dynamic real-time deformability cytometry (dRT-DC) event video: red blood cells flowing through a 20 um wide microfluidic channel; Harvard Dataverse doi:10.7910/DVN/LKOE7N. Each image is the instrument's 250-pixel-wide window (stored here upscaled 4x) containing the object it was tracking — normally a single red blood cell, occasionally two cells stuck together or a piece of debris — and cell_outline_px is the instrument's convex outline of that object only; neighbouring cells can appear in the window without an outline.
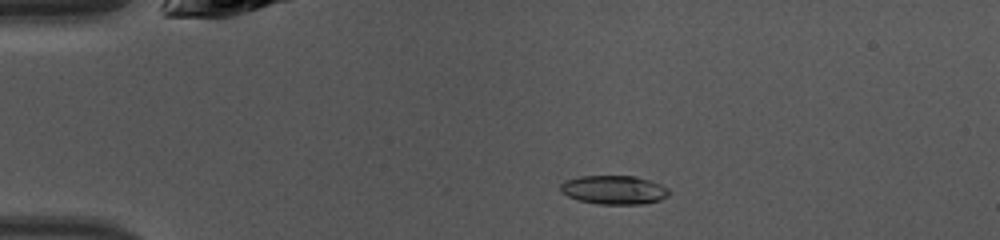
{"species": "common noctule bat (a hibernating species)", "species_latin": "Nyctalus noctula", "temperature_condition": "warm", "stored_images_in_passage": 39, "camera_frame_rate_fps": 3000, "um_per_image_px": 0.085, "animal": {"sex": "female", "body_mass_g": 10.0, "forearm_length_mm": 53.1}, "frame": {"image": 1, "passage_image": 2, "time_ms": 0.333, "image_size_px": [1000, 240], "cell_outline_px": [[672, 192], [668, 196], [660, 200], [640, 204], [596, 204], [580, 200], [568, 196], [560, 192], [560, 184], [564, 180], [580, 176], [636, 176], [660, 184], [668, 188]], "centroid_in_image_um": [52.18, 16.14], "position_along_channel_um": 32.8, "area_um2": 18.32}}
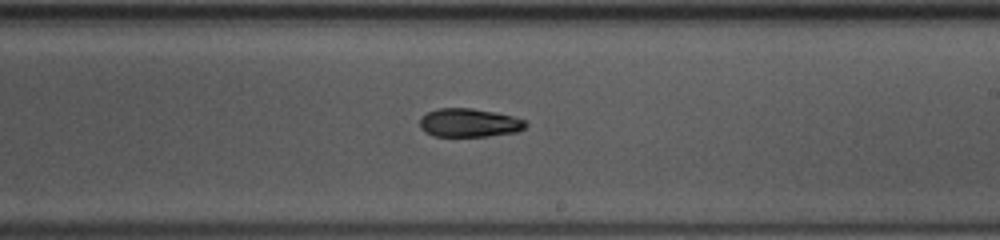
{"frame": {"image": 2, "passage_image": 20, "time_ms": 6.333, "image_size_px": [1000, 240], "cell_outline_px": [[528, 124], [520, 132], [488, 136], [432, 136], [424, 132], [420, 128], [420, 116], [428, 112], [440, 108], [472, 108], [512, 116], [524, 120]], "centroid_in_image_um": [39.86, 10.45], "position_along_channel_um": 249.1, "area_um2": 17.69}}
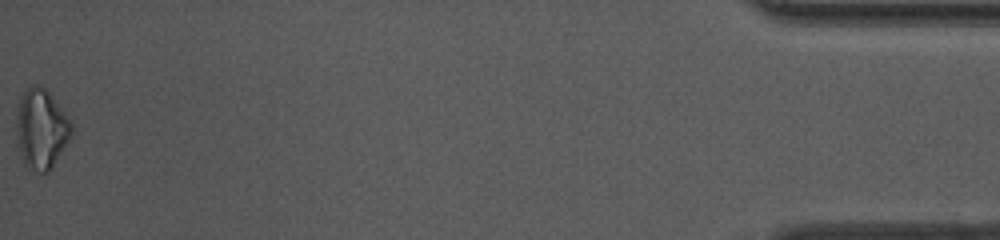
{"frame": {"image": 3, "passage_image": 39, "time_ms": 12.667, "image_size_px": [1000, 240], "cell_outline_px": [[72, 132], [68, 140], [52, 168], [48, 172], [40, 172], [28, 168], [24, 164], [20, 152], [16, 132], [16, 120], [20, 100], [24, 92], [32, 84], [36, 84], [44, 88], [52, 96], [72, 120]], "centroid_in_image_um": [3.52, 10.96], "position_along_channel_um": 431.7, "area_um2": 25.43}, "authors_computed_cell_mechanics": {"area_um2": 18.4382, "velocity_mm_per_s": 4.3167, "shape_relaxation_time_tau1_ms": 3.8544, "shape_relaxation_time_tau2_ms": null, "deformation_change_tau1": 0.1216, "deformation_change_tau2": null}}